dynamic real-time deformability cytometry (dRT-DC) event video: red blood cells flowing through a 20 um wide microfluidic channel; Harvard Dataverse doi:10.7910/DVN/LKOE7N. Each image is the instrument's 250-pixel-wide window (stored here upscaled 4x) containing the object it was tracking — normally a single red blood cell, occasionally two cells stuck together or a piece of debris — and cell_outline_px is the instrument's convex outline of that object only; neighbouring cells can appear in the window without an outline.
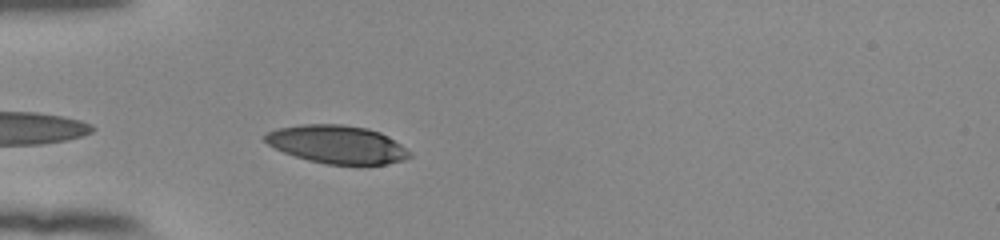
{"species": "human", "species_latin": "Homo sapiens", "temperature_condition": "room temperature", "stored_images_in_passage": 19, "camera_frame_rate_fps": 3000, "um_per_image_px": 0.085, "donor": {"sex": "female"}, "frame": {"image": 1, "passage_image": 2, "time_ms": 0.333, "image_size_px": [1000, 240], "cell_outline_px": [[412, 156], [404, 160], [384, 164], [324, 164], [308, 160], [284, 152], [268, 144], [264, 140], [264, 132], [276, 128], [300, 124], [344, 124], [368, 128], [380, 132], [388, 136], [412, 152]], "centroid_in_image_um": [28.64, 12.26], "position_along_channel_um": 56.4, "area_um2": 32.25}}
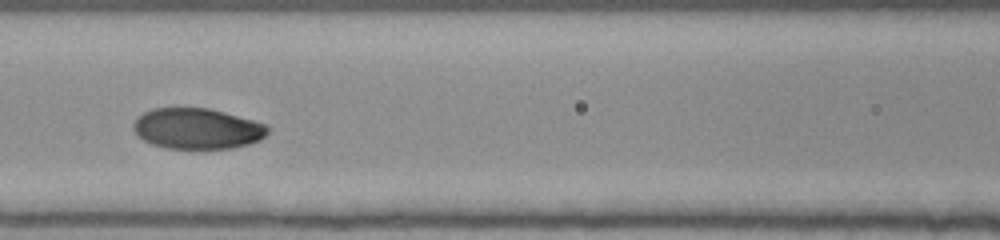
{"frame": {"image": 2, "passage_image": 10, "time_ms": 3.0, "image_size_px": [1000, 240], "cell_outline_px": [[272, 128], [260, 140], [248, 144], [232, 148], [164, 148], [152, 144], [136, 136], [132, 128], [132, 124], [136, 116], [152, 108], [208, 108], [224, 112], [268, 124]], "centroid_in_image_um": [16.74, 10.92], "position_along_channel_um": 149.9, "area_um2": 32.19}}
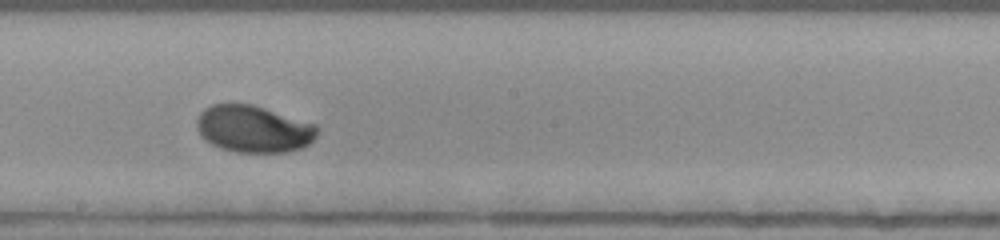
{"frame": {"image": 3, "passage_image": 16, "time_ms": 5.0, "image_size_px": [1000, 240], "cell_outline_px": [[320, 128], [316, 136], [308, 144], [300, 148], [284, 152], [236, 152], [220, 148], [204, 140], [200, 136], [196, 128], [196, 120], [200, 112], [204, 108], [212, 104], [252, 104], [316, 124]], "centroid_in_image_um": [21.52, 10.96], "position_along_channel_um": 226.7, "area_um2": 33.12}}